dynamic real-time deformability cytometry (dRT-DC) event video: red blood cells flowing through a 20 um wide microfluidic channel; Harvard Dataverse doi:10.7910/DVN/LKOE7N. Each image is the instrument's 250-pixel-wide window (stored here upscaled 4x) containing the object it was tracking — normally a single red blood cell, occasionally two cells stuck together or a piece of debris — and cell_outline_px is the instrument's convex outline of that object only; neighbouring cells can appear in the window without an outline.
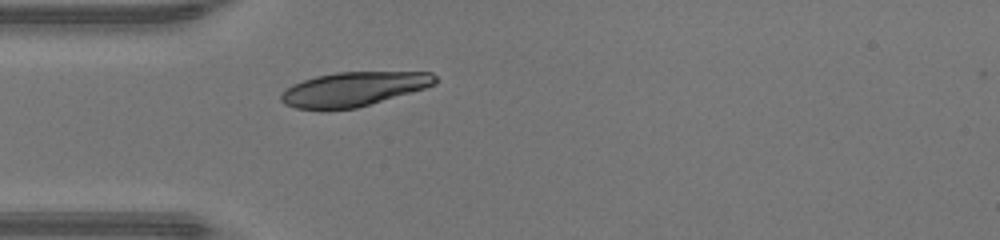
{"species": "human", "species_latin": "Homo sapiens", "temperature_condition": "warm", "stored_images_in_passage": 28, "camera_frame_rate_fps": 3000, "um_per_image_px": 0.085, "donor": {"sex": "male"}, "frame": {"image": 1, "passage_image": 1, "time_ms": 0.0, "image_size_px": [1000, 240], "cell_outline_px": [[436, 84], [412, 92], [356, 108], [296, 108], [284, 104], [280, 100], [280, 96], [292, 84], [316, 76], [336, 72], [432, 72], [436, 76]], "centroid_in_image_um": [30.08, 7.55], "position_along_channel_um": 54.9, "area_um2": 30.23}}
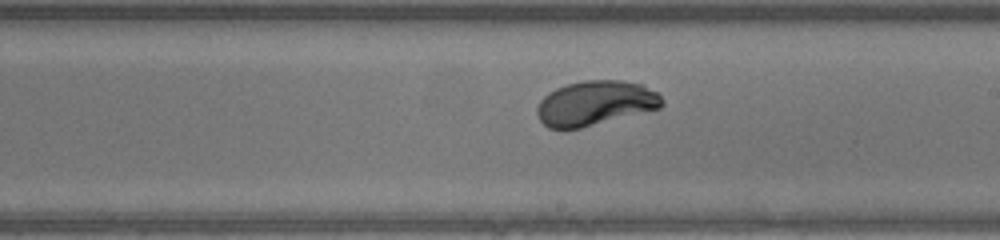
{"frame": {"image": 2, "passage_image": 14, "time_ms": 4.333, "image_size_px": [1000, 240], "cell_outline_px": [[664, 104], [660, 108], [580, 128], [548, 128], [540, 120], [536, 112], [536, 108], [540, 100], [548, 92], [556, 88], [568, 84], [584, 80], [624, 80], [644, 84], [656, 92], [664, 100]], "centroid_in_image_um": [50.61, 8.75], "position_along_channel_um": 238.4, "area_um2": 32.54}}
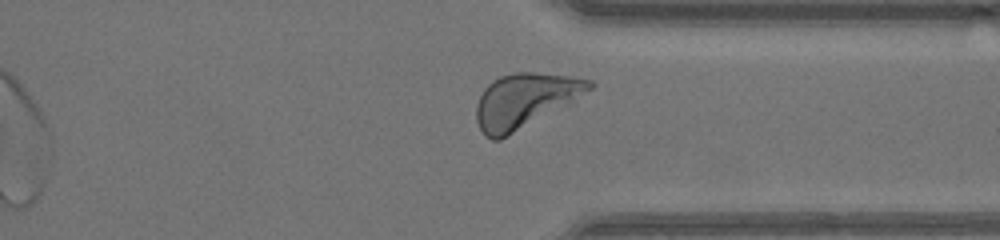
{"frame": {"image": 3, "passage_image": 23, "time_ms": 7.333, "image_size_px": [1000, 240], "cell_outline_px": [[596, 84], [592, 88], [572, 104], [500, 140], [492, 140], [484, 136], [476, 120], [476, 104], [484, 88], [492, 80], [500, 76], [516, 72], [532, 72], [572, 76], [592, 80]], "centroid_in_image_um": [44.65, 8.56], "position_along_channel_um": 366.8, "area_um2": 36.47}, "authors_computed_cell_mechanics": {"area_um2": 32.7726, "velocity_mm_per_s": 4.329, "shape_relaxation_time_tau1_ms": 2.149, "shape_relaxation_time_tau2_ms": null, "deformation_change_tau1": 0.1727, "deformation_change_tau2": null}}